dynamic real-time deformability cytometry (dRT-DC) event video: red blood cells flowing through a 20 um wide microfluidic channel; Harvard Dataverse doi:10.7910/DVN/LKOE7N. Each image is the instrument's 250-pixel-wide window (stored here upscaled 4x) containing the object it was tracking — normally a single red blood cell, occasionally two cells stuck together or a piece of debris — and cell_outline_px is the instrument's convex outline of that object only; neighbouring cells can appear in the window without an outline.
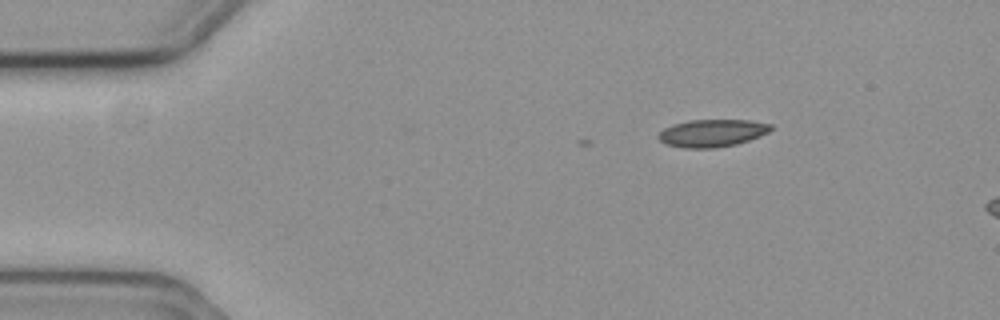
{"species": "common noctule bat (a hibernating species)", "species_latin": "Nyctalus noctula", "temperature_condition": "cold", "stored_images_in_passage": 8, "camera_frame_rate_fps": 3000, "um_per_image_px": 0.085, "animal": {"sex": "female", "body_mass_g": 19.3, "forearm_length_mm": 54.1}, "frame": {"image": 1, "passage_image": 1, "time_ms": 0.0, "image_size_px": [1000, 320], "cell_outline_px": [[772, 128], [768, 132], [760, 136], [736, 144], [716, 148], [684, 148], [664, 144], [656, 136], [664, 128], [672, 124], [688, 120], [748, 120], [772, 124]], "centroid_in_image_um": [60.5, 11.31], "position_along_channel_um": 24.5, "area_um2": 18.09}}